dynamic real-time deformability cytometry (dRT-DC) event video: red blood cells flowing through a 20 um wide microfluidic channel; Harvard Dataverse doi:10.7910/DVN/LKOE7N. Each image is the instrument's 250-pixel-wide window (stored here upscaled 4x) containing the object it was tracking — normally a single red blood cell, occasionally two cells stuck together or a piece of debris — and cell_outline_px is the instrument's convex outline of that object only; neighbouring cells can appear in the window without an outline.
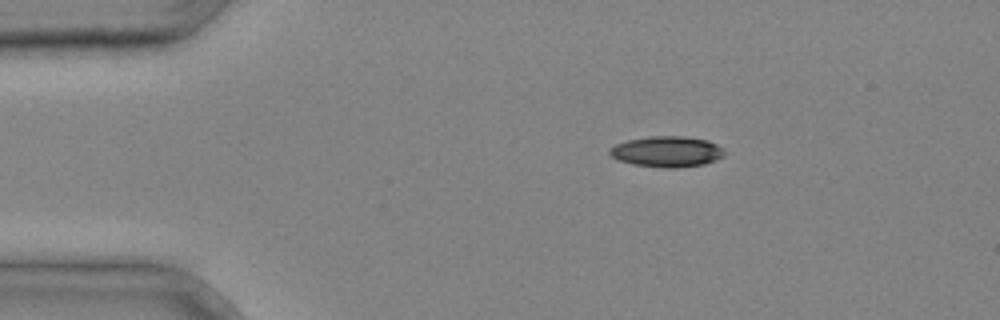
{"species": "common noctule bat (a hibernating species)", "species_latin": "Nyctalus noctula", "temperature_condition": "cold", "stored_images_in_passage": 2, "camera_frame_rate_fps": 3000, "um_per_image_px": 0.085, "animal": {"sex": "male", "body_mass_g": 20.4}, "frame": {"image": 1, "passage_image": 1, "time_ms": 0.0, "image_size_px": [1000, 320], "cell_outline_px": [[728, 152], [724, 156], [716, 160], [704, 164], [680, 168], [664, 168], [632, 164], [620, 160], [612, 156], [608, 152], [608, 148], [616, 144], [628, 140], [648, 136], [684, 136], [708, 140], [716, 144]], "centroid_in_image_um": [56.72, 12.89], "position_along_channel_um": 28.3, "area_um2": 20.81}}